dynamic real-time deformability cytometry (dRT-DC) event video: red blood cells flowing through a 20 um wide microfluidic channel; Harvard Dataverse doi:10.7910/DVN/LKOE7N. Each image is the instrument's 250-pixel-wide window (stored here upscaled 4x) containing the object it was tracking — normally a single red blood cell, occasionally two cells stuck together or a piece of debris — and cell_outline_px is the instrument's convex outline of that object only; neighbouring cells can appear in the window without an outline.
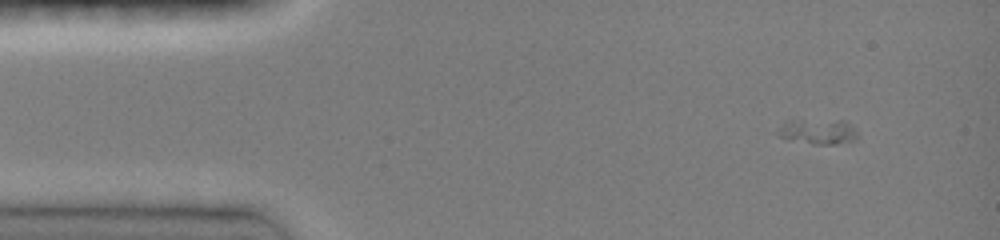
{"species": "common noctule bat (a hibernating species)", "species_latin": "Nyctalus noctula", "temperature_condition": "room temperature", "stored_images_in_passage": 47, "camera_frame_rate_fps": 3000, "um_per_image_px": 0.085, "animal": {"sex": "female", "body_mass_g": 19.0, "forearm_length_mm": 51.5}, "frame": {"image": 1, "passage_image": 5, "time_ms": 1.333, "image_size_px": [1000, 240], "cell_outline_px": [[856, 140], [836, 144], [812, 144], [788, 140], [780, 136], [776, 132], [788, 120], [844, 120], [856, 132]], "centroid_in_image_um": [69.5, 11.19], "position_along_channel_um": 15.5, "area_um2": 11.56}}